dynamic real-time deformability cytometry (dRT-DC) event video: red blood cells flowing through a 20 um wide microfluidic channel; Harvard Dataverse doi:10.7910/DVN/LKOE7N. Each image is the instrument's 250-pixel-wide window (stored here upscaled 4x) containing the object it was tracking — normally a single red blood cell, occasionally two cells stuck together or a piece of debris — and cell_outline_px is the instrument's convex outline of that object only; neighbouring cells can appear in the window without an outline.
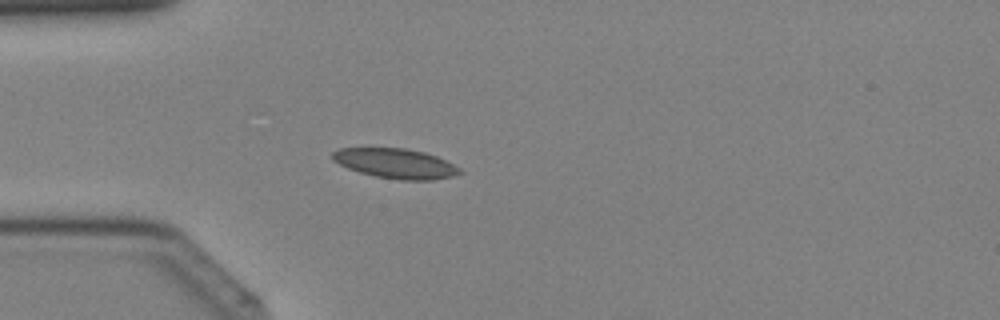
{"species": "Egyptian fruit bat (a non-hibernating species)", "species_latin": "Rousettus aegyptiacus", "temperature_condition": "cold", "stored_images_in_passage": 27, "camera_frame_rate_fps": 3000, "um_per_image_px": 0.085, "animal": {"sex": "female"}, "frame": {"image": 1, "passage_image": 5, "time_ms": 1.333, "image_size_px": [1000, 320], "cell_outline_px": [[464, 172], [452, 176], [432, 180], [400, 180], [376, 176], [360, 172], [348, 168], [332, 160], [332, 152], [340, 148], [404, 148], [424, 152], [436, 156], [460, 168]], "centroid_in_image_um": [33.62, 13.89], "position_along_channel_um": 51.4, "area_um2": 21.96}}
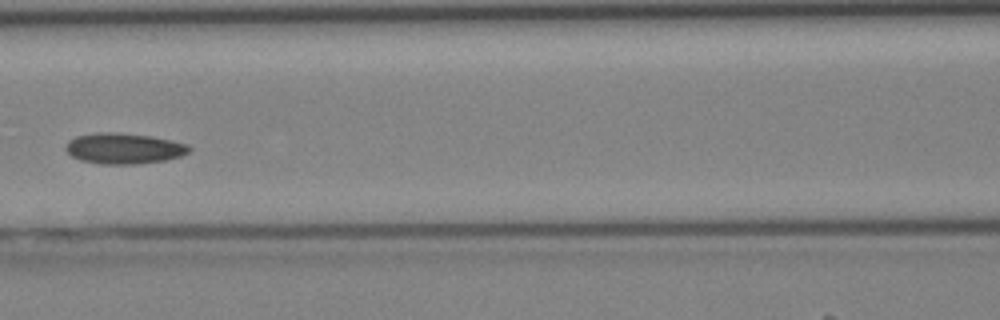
{"frame": {"image": 2, "passage_image": 12, "time_ms": 3.667, "image_size_px": [1000, 320], "cell_outline_px": [[192, 148], [188, 152], [180, 156], [164, 160], [136, 164], [100, 164], [80, 160], [72, 156], [64, 148], [68, 140], [76, 136], [100, 132], [116, 132], [152, 136], [188, 144]], "centroid_in_image_um": [10.51, 12.61], "position_along_channel_um": 156.1, "area_um2": 22.14}}
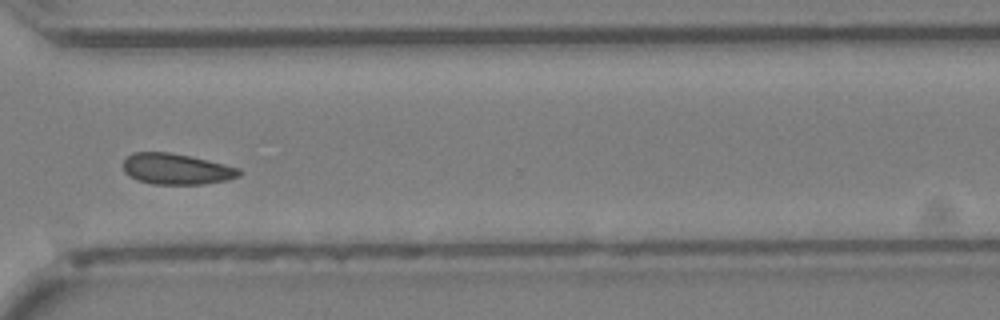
{"frame": {"image": 3, "passage_image": 24, "time_ms": 7.667, "image_size_px": [1000, 320], "cell_outline_px": [[240, 176], [228, 180], [204, 184], [152, 184], [136, 180], [124, 172], [124, 160], [132, 152], [168, 152], [208, 160], [240, 168]], "centroid_in_image_um": [14.99, 14.37], "position_along_channel_um": 355.6, "area_um2": 20.87}}